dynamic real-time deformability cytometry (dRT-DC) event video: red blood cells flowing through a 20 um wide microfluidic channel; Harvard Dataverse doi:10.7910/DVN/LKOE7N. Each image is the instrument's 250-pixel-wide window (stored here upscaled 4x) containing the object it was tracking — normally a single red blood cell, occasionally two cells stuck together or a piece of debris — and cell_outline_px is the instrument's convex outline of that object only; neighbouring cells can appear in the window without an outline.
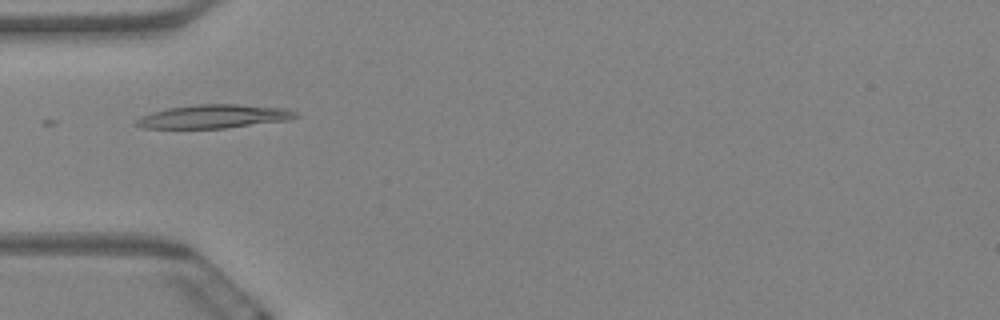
{"species": "Egyptian fruit bat (a non-hibernating species)", "species_latin": "Rousettus aegyptiacus", "temperature_condition": "warm", "stored_images_in_passage": 10, "camera_frame_rate_fps": 3000, "um_per_image_px": 0.085, "animal": {"sex": "female"}, "frame": {"image": 1, "passage_image": 5, "time_ms": 1.333, "image_size_px": [1000, 320], "cell_outline_px": [[300, 116], [288, 120], [224, 128], [144, 128], [132, 124], [140, 116], [152, 112], [168, 108], [196, 104], [236, 104], [284, 108], [296, 112]], "centroid_in_image_um": [18.14, 9.89], "position_along_channel_um": 66.9, "area_um2": 21.85}}
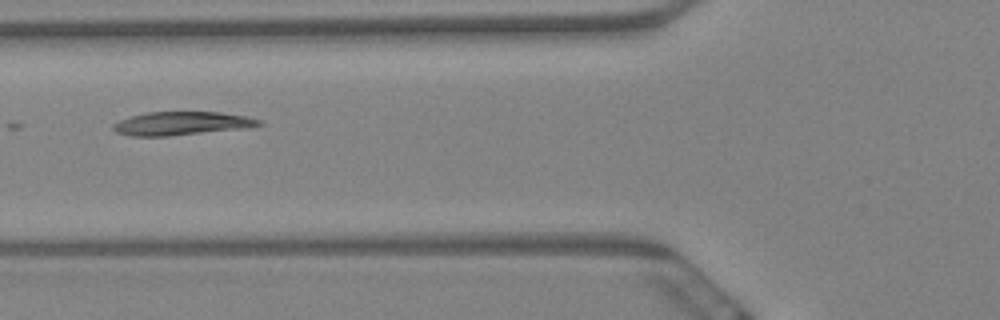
{"frame": {"image": 2, "passage_image": 6, "time_ms": 1.667, "image_size_px": [1000, 320], "cell_outline_px": [[264, 124], [252, 128], [168, 136], [132, 136], [116, 132], [112, 128], [112, 124], [120, 120], [132, 116], [148, 112], [220, 112], [248, 116], [260, 120]], "centroid_in_image_um": [15.51, 10.5], "position_along_channel_um": 110.3, "area_um2": 20.11}}